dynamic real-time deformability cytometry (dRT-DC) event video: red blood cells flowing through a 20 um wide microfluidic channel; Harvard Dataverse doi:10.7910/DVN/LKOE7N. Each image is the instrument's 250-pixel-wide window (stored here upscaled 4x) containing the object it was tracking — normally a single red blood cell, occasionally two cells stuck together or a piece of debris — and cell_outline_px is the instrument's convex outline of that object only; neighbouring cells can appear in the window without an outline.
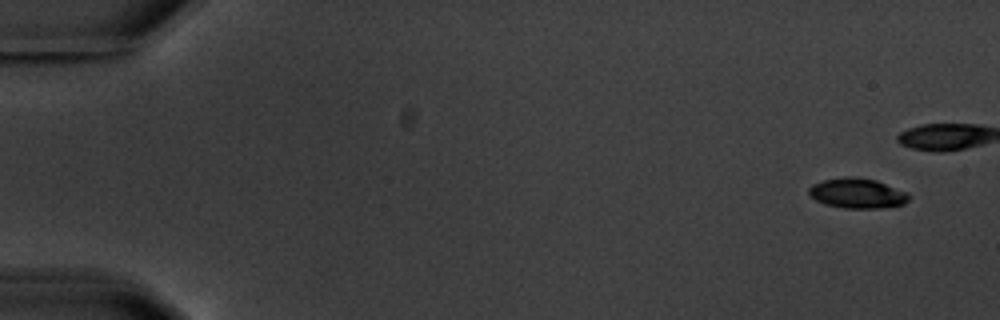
{"species": "common noctule bat (a hibernating species)", "species_latin": "Nyctalus noctula", "temperature_condition": "warm", "stored_images_in_passage": 6, "camera_frame_rate_fps": 3000, "um_per_image_px": 0.085, "animal": {"sex": "male", "body_mass_g": 20.1, "forearm_length_mm": 53.5}, "frame": {"image": 1, "passage_image": 1, "time_ms": 0.0, "image_size_px": [1000, 320], "cell_outline_px": [[908, 200], [904, 204], [876, 208], [844, 208], [824, 204], [816, 200], [808, 192], [808, 188], [812, 184], [824, 180], [844, 176], [848, 176], [876, 180], [908, 192]], "centroid_in_image_um": [72.85, 16.42], "position_along_channel_um": 12.1, "area_um2": 17.4}}
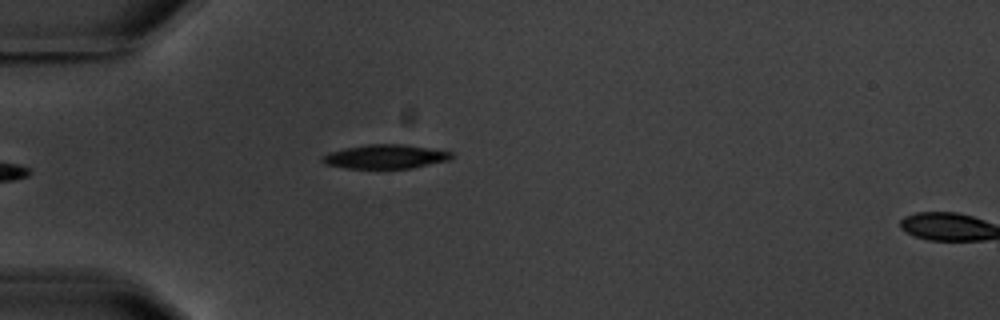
{"frame": {"image": 2, "passage_image": 5, "time_ms": 6.0, "image_size_px": [1000, 320], "cell_outline_px": [[452, 156], [448, 160], [412, 168], [348, 168], [324, 164], [320, 160], [320, 156], [328, 152], [344, 148], [368, 144], [400, 144], [428, 148], [452, 152]], "centroid_in_image_um": [32.68, 13.31], "position_along_channel_um": 52.3, "area_um2": 17.98}}